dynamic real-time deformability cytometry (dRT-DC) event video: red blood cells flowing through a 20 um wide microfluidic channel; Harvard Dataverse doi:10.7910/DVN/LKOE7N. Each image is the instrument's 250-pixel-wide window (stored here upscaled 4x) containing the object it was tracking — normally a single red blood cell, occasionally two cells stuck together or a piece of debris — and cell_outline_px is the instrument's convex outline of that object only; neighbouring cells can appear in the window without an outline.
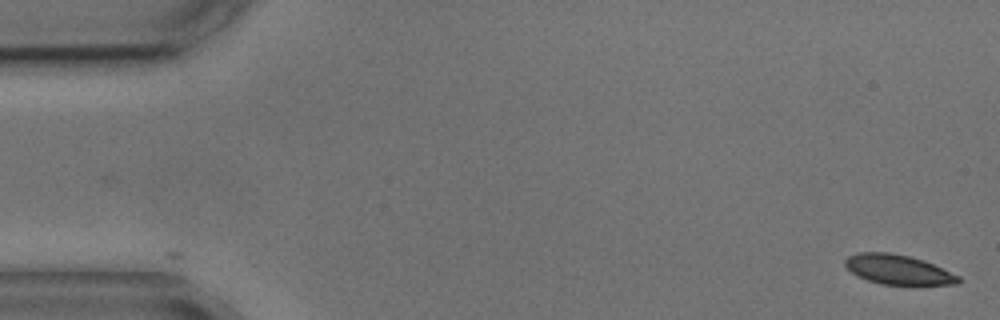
{"species": "common noctule bat (a hibernating species)", "species_latin": "Nyctalus noctula", "temperature_condition": "cold", "stored_images_in_passage": 2, "camera_frame_rate_fps": 3000, "um_per_image_px": 0.085, "animal": {"sex": "male", "body_mass_g": 17.9, "forearm_length_mm": 54.2}, "frame": {"image": 1, "passage_image": 2, "time_ms": 1.333, "image_size_px": [1000, 320], "cell_outline_px": [[960, 284], [880, 284], [856, 276], [844, 264], [844, 260], [848, 256], [860, 252], [888, 252], [908, 256], [924, 260], [960, 276]], "centroid_in_image_um": [76.32, 22.91], "position_along_channel_um": 8.7, "area_um2": 19.42}}